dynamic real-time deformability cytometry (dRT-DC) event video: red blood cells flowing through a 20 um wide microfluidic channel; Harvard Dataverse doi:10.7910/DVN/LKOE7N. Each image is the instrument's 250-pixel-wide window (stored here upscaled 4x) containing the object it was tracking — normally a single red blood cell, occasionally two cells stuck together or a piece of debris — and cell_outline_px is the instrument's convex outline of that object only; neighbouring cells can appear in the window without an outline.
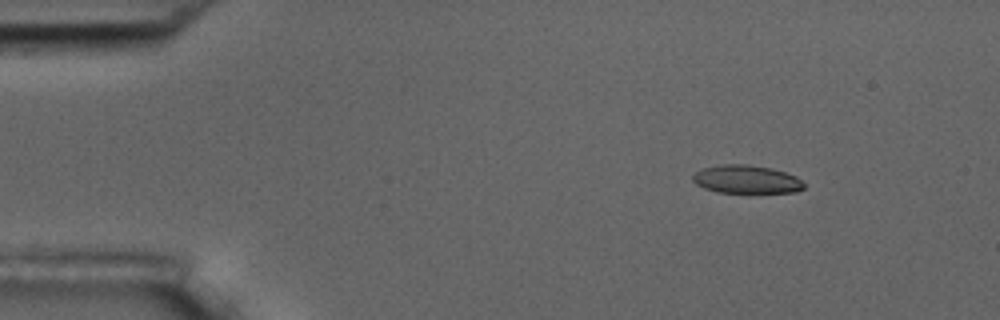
{"species": "common noctule bat (a hibernating species)", "species_latin": "Nyctalus noctula", "temperature_condition": "room temperature", "stored_images_in_passage": 6, "segment_of_instrument_passage": [1, 2], "camera_frame_rate_fps": 3000, "um_per_image_px": 0.085, "animal": {"sex": "male", "body_mass_g": 17.5, "forearm_length_mm": 52.3}, "frame": {"image": 1, "passage_image": 3, "time_ms": 2.333, "image_size_px": [1000, 320], "cell_outline_px": [[804, 188], [796, 192], [716, 192], [704, 188], [696, 184], [692, 180], [692, 176], [696, 172], [704, 168], [720, 164], [748, 164], [772, 168], [796, 176], [804, 184]], "centroid_in_image_um": [63.43, 15.23], "position_along_channel_um": 21.6, "area_um2": 18.21}}